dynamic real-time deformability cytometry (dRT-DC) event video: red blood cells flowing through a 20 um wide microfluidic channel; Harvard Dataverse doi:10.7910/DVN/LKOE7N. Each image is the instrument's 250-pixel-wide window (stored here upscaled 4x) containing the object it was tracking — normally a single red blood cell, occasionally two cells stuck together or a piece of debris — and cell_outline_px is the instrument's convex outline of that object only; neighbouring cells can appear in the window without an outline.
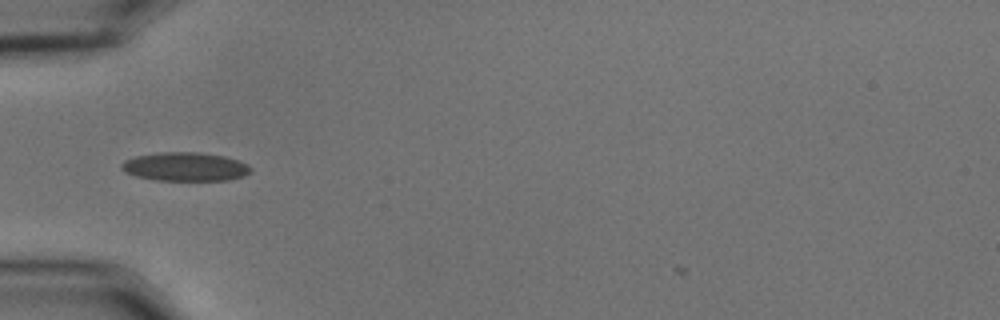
{"species": "common noctule bat (a hibernating species)", "species_latin": "Nyctalus noctula", "temperature_condition": "cold", "stored_images_in_passage": 35, "camera_frame_rate_fps": 3000, "um_per_image_px": 0.085, "animal": {"sex": "male", "body_mass_g": 15.6}, "frame": {"image": 1, "passage_image": 1, "time_ms": 0.0, "image_size_px": [1000, 320], "cell_outline_px": [[252, 172], [244, 176], [228, 180], [156, 180], [136, 176], [124, 172], [120, 168], [120, 164], [124, 160], [136, 156], [160, 152], [200, 152], [224, 156], [248, 164], [252, 168]], "centroid_in_image_um": [15.73, 14.17], "position_along_channel_um": 69.3, "area_um2": 21.73}}
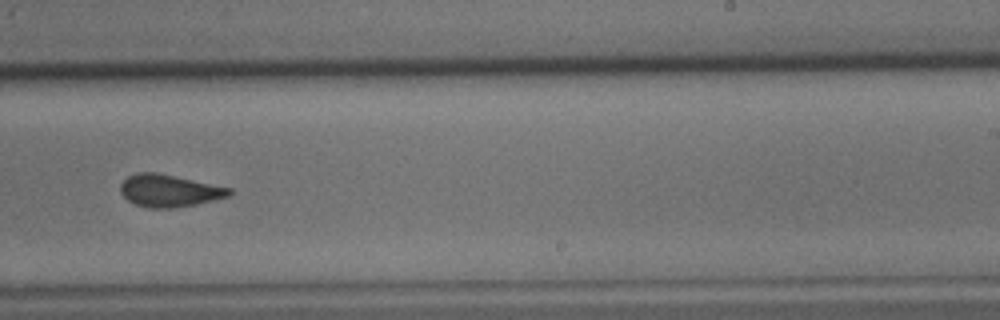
{"frame": {"image": 2, "passage_image": 18, "time_ms": 5.667, "image_size_px": [1000, 320], "cell_outline_px": [[232, 192], [228, 196], [196, 204], [172, 208], [152, 208], [136, 204], [128, 200], [120, 192], [120, 184], [128, 176], [136, 172], [156, 172], [232, 188]], "centroid_in_image_um": [14.36, 16.2], "position_along_channel_um": 274.6, "area_um2": 20.29}}
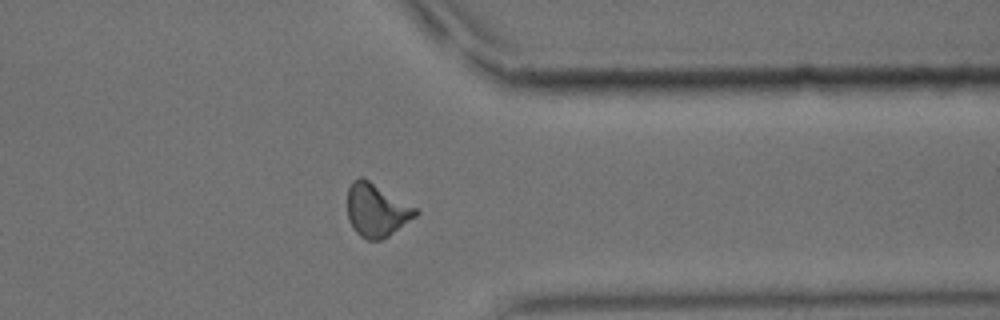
{"frame": {"image": 3, "passage_image": 27, "time_ms": 8.667, "image_size_px": [1000, 320], "cell_outline_px": [[420, 212], [416, 216], [388, 236], [380, 240], [368, 240], [360, 236], [352, 228], [348, 220], [348, 188], [352, 180], [360, 176], [364, 176], [420, 208]], "centroid_in_image_um": [32.03, 17.82], "position_along_channel_um": 379.4, "area_um2": 21.73}}